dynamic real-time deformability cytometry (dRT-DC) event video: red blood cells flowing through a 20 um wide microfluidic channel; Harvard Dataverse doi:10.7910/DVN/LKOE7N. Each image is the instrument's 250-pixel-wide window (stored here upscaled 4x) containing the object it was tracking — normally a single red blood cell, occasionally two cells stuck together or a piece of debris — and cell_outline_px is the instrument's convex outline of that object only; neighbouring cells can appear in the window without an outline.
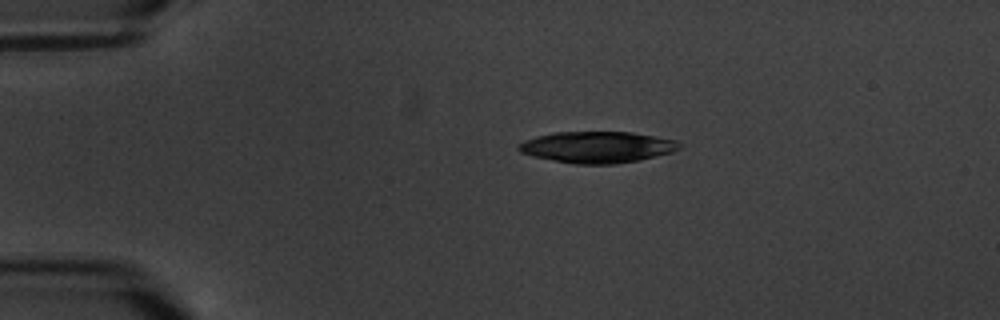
{"species": "common noctule bat (a hibernating species)", "species_latin": "Nyctalus noctula", "temperature_condition": "warm", "stored_images_in_passage": 5, "camera_frame_rate_fps": 3000, "um_per_image_px": 0.085, "animal": {"sex": "male", "body_mass_g": 20.1, "forearm_length_mm": 53.5}, "frame": {"image": 1, "passage_image": 3, "time_ms": 2.333, "image_size_px": [1000, 320], "cell_outline_px": [[684, 144], [680, 148], [672, 152], [640, 160], [616, 164], [576, 164], [532, 156], [520, 152], [516, 148], [516, 144], [524, 140], [536, 136], [556, 132], [632, 132], [656, 136], [676, 140]], "centroid_in_image_um": [50.77, 12.5], "position_along_channel_um": 34.2, "area_um2": 29.59}}